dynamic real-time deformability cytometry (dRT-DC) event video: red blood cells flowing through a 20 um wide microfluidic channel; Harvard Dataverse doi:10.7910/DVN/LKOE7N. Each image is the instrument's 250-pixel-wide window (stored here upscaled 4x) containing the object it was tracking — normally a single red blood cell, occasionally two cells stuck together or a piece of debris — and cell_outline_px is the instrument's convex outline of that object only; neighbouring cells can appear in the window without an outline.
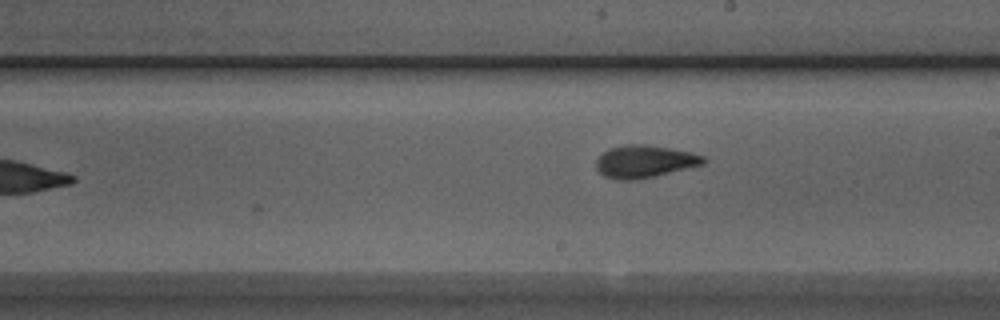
{"species": "Egyptian fruit bat (a non-hibernating species)", "species_latin": "Rousettus aegyptiacus", "temperature_condition": "room temperature", "stored_images_in_passage": 31, "camera_frame_rate_fps": 3000, "um_per_image_px": 0.085, "animal": {"sex": "male"}, "frame": {"image": 1, "passage_image": 31, "time_ms": 10.0, "image_size_px": [1000, 320], "cell_outline_px": [[708, 160], [704, 164], [656, 176], [636, 180], [616, 180], [604, 176], [596, 168], [596, 160], [608, 148], [628, 144], [644, 144], [692, 152], [704, 156]], "centroid_in_image_um": [54.8, 13.73], "position_along_channel_um": 234.2, "area_um2": 20.4}}